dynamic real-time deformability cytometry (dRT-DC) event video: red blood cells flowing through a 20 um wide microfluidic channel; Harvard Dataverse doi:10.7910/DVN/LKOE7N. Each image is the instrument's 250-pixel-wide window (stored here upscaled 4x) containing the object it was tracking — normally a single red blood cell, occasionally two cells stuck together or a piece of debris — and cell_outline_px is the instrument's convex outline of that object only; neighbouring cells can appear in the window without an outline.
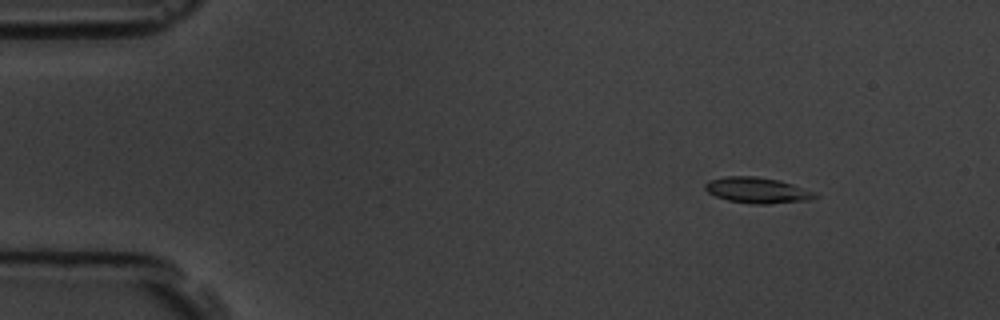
{"species": "common noctule bat (a hibernating species)", "species_latin": "Nyctalus noctula", "temperature_condition": "room temperature", "stored_images_in_passage": 9, "camera_frame_rate_fps": 3000, "um_per_image_px": 0.085, "animal": {"sex": "male", "body_mass_g": 19.5, "forearm_length_mm": 54.6}, "frame": {"image": 1, "passage_image": 1, "time_ms": 0.0, "image_size_px": [1000, 320], "cell_outline_px": [[820, 196], [808, 200], [768, 204], [748, 204], [728, 200], [716, 196], [708, 192], [704, 188], [704, 184], [708, 180], [724, 176], [756, 176], [780, 180], [816, 192]], "centroid_in_image_um": [64.36, 16.17], "position_along_channel_um": 20.6, "area_um2": 16.7}}
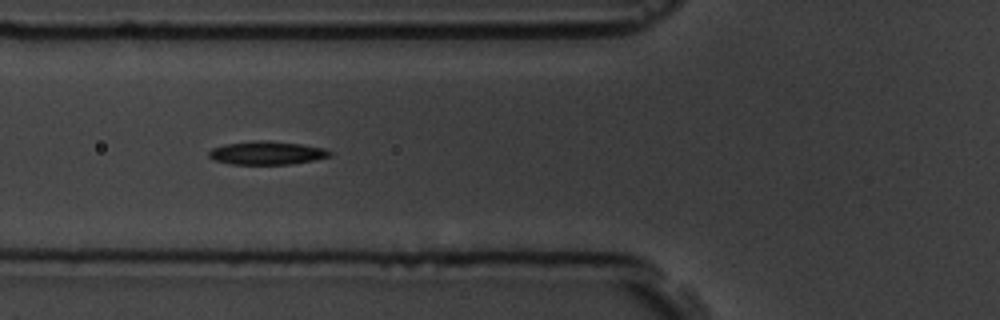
{"frame": {"image": 2, "passage_image": 5, "time_ms": 4.667, "image_size_px": [1000, 320], "cell_outline_px": [[332, 156], [312, 160], [288, 164], [232, 164], [216, 160], [208, 156], [208, 152], [212, 148], [224, 144], [252, 140], [268, 140], [300, 144], [324, 148], [332, 152]], "centroid_in_image_um": [22.67, 12.98], "position_along_channel_um": 103.1, "area_um2": 16.42}}
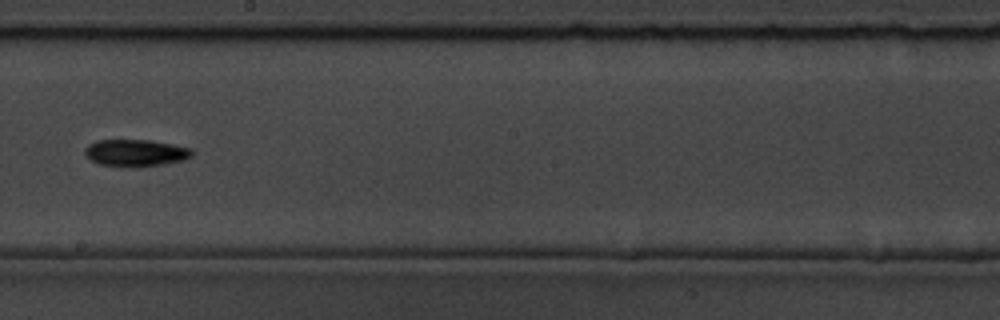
{"frame": {"image": 3, "passage_image": 8, "time_ms": 8.333, "image_size_px": [1000, 320], "cell_outline_px": [[196, 152], [192, 156], [184, 160], [160, 164], [100, 164], [92, 160], [84, 152], [84, 148], [88, 144], [96, 140], [152, 140], [192, 148]], "centroid_in_image_um": [11.58, 12.93], "position_along_channel_um": 236.6, "area_um2": 16.13}}